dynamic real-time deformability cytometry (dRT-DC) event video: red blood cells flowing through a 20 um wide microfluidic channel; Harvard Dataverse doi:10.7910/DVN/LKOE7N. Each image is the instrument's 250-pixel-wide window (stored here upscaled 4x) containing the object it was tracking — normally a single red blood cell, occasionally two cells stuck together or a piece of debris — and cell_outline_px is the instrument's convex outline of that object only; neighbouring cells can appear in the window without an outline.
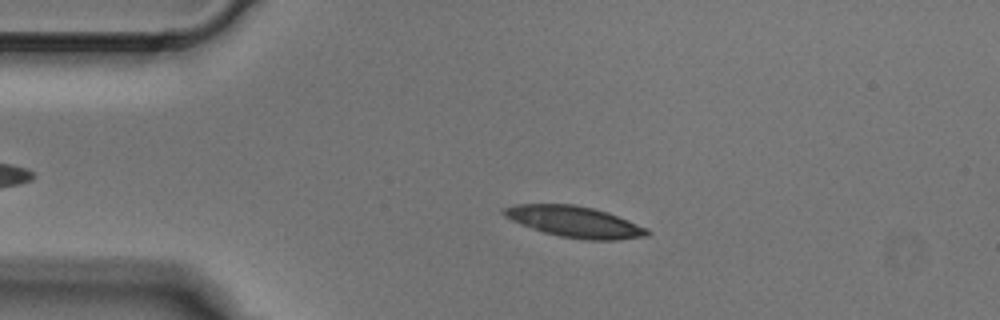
{"species": "Egyptian fruit bat (a non-hibernating species)", "species_latin": "Rousettus aegyptiacus", "temperature_condition": "cold", "stored_images_in_passage": 2, "camera_frame_rate_fps": 3000, "um_per_image_px": 0.085, "animal": {"sex": "male"}, "frame": {"image": 1, "passage_image": 2, "time_ms": 0.333, "image_size_px": [1000, 320], "cell_outline_px": [[652, 232], [648, 236], [616, 240], [584, 240], [560, 236], [544, 232], [520, 224], [504, 216], [500, 212], [500, 208], [516, 204], [572, 204], [592, 208], [608, 212], [648, 228]], "centroid_in_image_um": [48.84, 18.85], "position_along_channel_um": 36.2, "area_um2": 26.13}}